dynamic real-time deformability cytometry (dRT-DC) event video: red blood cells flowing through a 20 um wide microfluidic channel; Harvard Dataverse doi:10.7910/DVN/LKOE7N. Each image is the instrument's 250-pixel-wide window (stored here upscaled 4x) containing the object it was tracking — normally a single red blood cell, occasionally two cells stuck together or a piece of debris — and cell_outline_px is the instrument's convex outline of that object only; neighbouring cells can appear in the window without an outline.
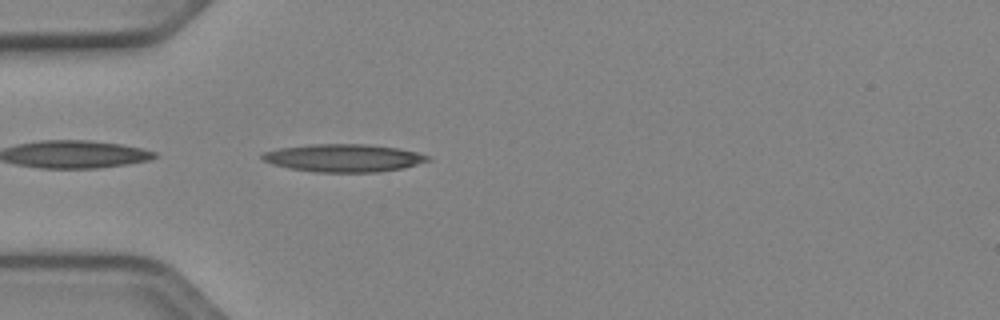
{"species": "Egyptian fruit bat (a non-hibernating species)", "species_latin": "Rousettus aegyptiacus", "temperature_condition": "cold", "stored_images_in_passage": 30, "camera_frame_rate_fps": 3000, "um_per_image_px": 0.085, "animal": {"sex": "female"}, "frame": {"image": 1, "passage_image": 1, "time_ms": 0.0, "image_size_px": [1000, 320], "cell_outline_px": [[432, 160], [404, 168], [380, 172], [316, 172], [288, 168], [272, 164], [264, 160], [260, 156], [264, 152], [280, 148], [312, 144], [364, 144], [400, 148], [416, 152], [428, 156]], "centroid_in_image_um": [29.23, 13.43], "position_along_channel_um": 55.8, "area_um2": 26.82}}
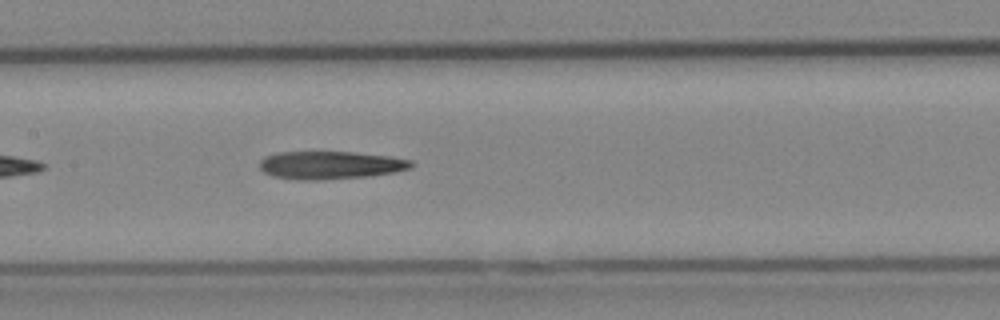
{"frame": {"image": 2, "passage_image": 11, "time_ms": 3.333, "image_size_px": [1000, 320], "cell_outline_px": [[416, 164], [412, 168], [396, 172], [368, 176], [320, 180], [296, 180], [272, 176], [264, 172], [260, 168], [260, 160], [264, 156], [276, 152], [352, 152], [392, 156], [412, 160]], "centroid_in_image_um": [28.11, 14.03], "position_along_channel_um": 179.3, "area_um2": 25.03}}
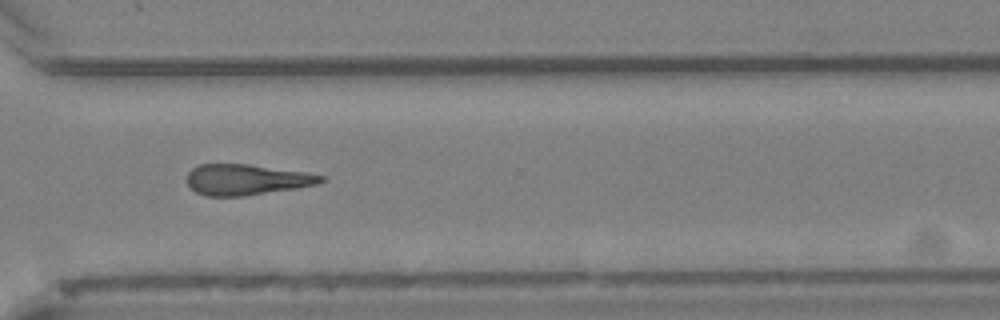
{"frame": {"image": 3, "passage_image": 24, "time_ms": 7.667, "image_size_px": [1000, 320], "cell_outline_px": [[324, 180], [316, 184], [296, 188], [244, 196], [204, 196], [196, 192], [188, 184], [188, 172], [192, 168], [200, 164], [248, 164], [304, 172], [324, 176]], "centroid_in_image_um": [20.91, 15.27], "position_along_channel_um": 349.7, "area_um2": 23.76}}